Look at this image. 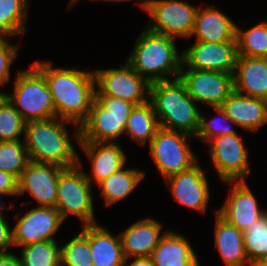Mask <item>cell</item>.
Wrapping results in <instances>:
<instances>
[{"mask_svg":"<svg viewBox=\"0 0 267 266\" xmlns=\"http://www.w3.org/2000/svg\"><path fill=\"white\" fill-rule=\"evenodd\" d=\"M43 74L52 94L56 117L72 122L74 138L80 141V125L86 120L95 99L94 72L55 68L52 62L33 63Z\"/></svg>","mask_w":267,"mask_h":266,"instance_id":"6da1fadb","label":"cell"},{"mask_svg":"<svg viewBox=\"0 0 267 266\" xmlns=\"http://www.w3.org/2000/svg\"><path fill=\"white\" fill-rule=\"evenodd\" d=\"M72 122L53 117L25 123L24 144L30 161L54 164L63 168L79 164L67 124Z\"/></svg>","mask_w":267,"mask_h":266,"instance_id":"7a4b0ae2","label":"cell"},{"mask_svg":"<svg viewBox=\"0 0 267 266\" xmlns=\"http://www.w3.org/2000/svg\"><path fill=\"white\" fill-rule=\"evenodd\" d=\"M149 101L160 128L196 136L201 111L180 78L151 83Z\"/></svg>","mask_w":267,"mask_h":266,"instance_id":"3957f363","label":"cell"},{"mask_svg":"<svg viewBox=\"0 0 267 266\" xmlns=\"http://www.w3.org/2000/svg\"><path fill=\"white\" fill-rule=\"evenodd\" d=\"M174 37L152 32L147 27L135 41L126 62L150 84L179 78L182 53L179 54Z\"/></svg>","mask_w":267,"mask_h":266,"instance_id":"277c9868","label":"cell"},{"mask_svg":"<svg viewBox=\"0 0 267 266\" xmlns=\"http://www.w3.org/2000/svg\"><path fill=\"white\" fill-rule=\"evenodd\" d=\"M14 81L13 94L4 93L25 122L56 117L44 74L32 63L27 70H19Z\"/></svg>","mask_w":267,"mask_h":266,"instance_id":"5b68a950","label":"cell"},{"mask_svg":"<svg viewBox=\"0 0 267 266\" xmlns=\"http://www.w3.org/2000/svg\"><path fill=\"white\" fill-rule=\"evenodd\" d=\"M82 162L65 168L59 175L56 209L63 220L74 215L83 225L96 224L92 197V185L86 177Z\"/></svg>","mask_w":267,"mask_h":266,"instance_id":"8992f818","label":"cell"},{"mask_svg":"<svg viewBox=\"0 0 267 266\" xmlns=\"http://www.w3.org/2000/svg\"><path fill=\"white\" fill-rule=\"evenodd\" d=\"M193 136L159 128L149 145V153L164 179L186 171L198 160L187 142Z\"/></svg>","mask_w":267,"mask_h":266,"instance_id":"52a82bcc","label":"cell"},{"mask_svg":"<svg viewBox=\"0 0 267 266\" xmlns=\"http://www.w3.org/2000/svg\"><path fill=\"white\" fill-rule=\"evenodd\" d=\"M138 5L150 15L146 27L152 32L191 37L198 7L181 0H144Z\"/></svg>","mask_w":267,"mask_h":266,"instance_id":"ba28073f","label":"cell"},{"mask_svg":"<svg viewBox=\"0 0 267 266\" xmlns=\"http://www.w3.org/2000/svg\"><path fill=\"white\" fill-rule=\"evenodd\" d=\"M95 96L121 98L135 105L149 101L150 83L141 77L127 62L120 68L94 70ZM147 94V95H146ZM148 96V97H146Z\"/></svg>","mask_w":267,"mask_h":266,"instance_id":"9c48e42d","label":"cell"},{"mask_svg":"<svg viewBox=\"0 0 267 266\" xmlns=\"http://www.w3.org/2000/svg\"><path fill=\"white\" fill-rule=\"evenodd\" d=\"M206 144L210 146L211 162L222 181H245L250 174L249 152L238 133L214 137Z\"/></svg>","mask_w":267,"mask_h":266,"instance_id":"30bf717a","label":"cell"},{"mask_svg":"<svg viewBox=\"0 0 267 266\" xmlns=\"http://www.w3.org/2000/svg\"><path fill=\"white\" fill-rule=\"evenodd\" d=\"M187 92L197 103L221 107L234 91L233 74L220 71L186 69L182 64L179 74Z\"/></svg>","mask_w":267,"mask_h":266,"instance_id":"8fae6325","label":"cell"},{"mask_svg":"<svg viewBox=\"0 0 267 266\" xmlns=\"http://www.w3.org/2000/svg\"><path fill=\"white\" fill-rule=\"evenodd\" d=\"M21 217L12 230L13 245L22 247L31 243L55 240L53 236L63 223L55 207L35 206Z\"/></svg>","mask_w":267,"mask_h":266,"instance_id":"7c38bea8","label":"cell"},{"mask_svg":"<svg viewBox=\"0 0 267 266\" xmlns=\"http://www.w3.org/2000/svg\"><path fill=\"white\" fill-rule=\"evenodd\" d=\"M237 57V42L195 41L182 52V64L188 69L233 74Z\"/></svg>","mask_w":267,"mask_h":266,"instance_id":"4fadbf2b","label":"cell"},{"mask_svg":"<svg viewBox=\"0 0 267 266\" xmlns=\"http://www.w3.org/2000/svg\"><path fill=\"white\" fill-rule=\"evenodd\" d=\"M64 169L54 164L30 161L18 179L17 196L28 191L37 201L36 206L56 207L59 175Z\"/></svg>","mask_w":267,"mask_h":266,"instance_id":"5bb4252c","label":"cell"},{"mask_svg":"<svg viewBox=\"0 0 267 266\" xmlns=\"http://www.w3.org/2000/svg\"><path fill=\"white\" fill-rule=\"evenodd\" d=\"M226 183L231 184L229 196L217 213L229 224L244 232L267 210L259 208L257 198L246 181H235L234 184L232 181H226Z\"/></svg>","mask_w":267,"mask_h":266,"instance_id":"9a60e30c","label":"cell"},{"mask_svg":"<svg viewBox=\"0 0 267 266\" xmlns=\"http://www.w3.org/2000/svg\"><path fill=\"white\" fill-rule=\"evenodd\" d=\"M172 196L181 205L200 213H205L210 198V190L205 172L197 163L190 169L169 176Z\"/></svg>","mask_w":267,"mask_h":266,"instance_id":"2e32d148","label":"cell"},{"mask_svg":"<svg viewBox=\"0 0 267 266\" xmlns=\"http://www.w3.org/2000/svg\"><path fill=\"white\" fill-rule=\"evenodd\" d=\"M128 117L111 115L94 99L86 120L80 125L79 142L116 143L124 134Z\"/></svg>","mask_w":267,"mask_h":266,"instance_id":"e0dca14e","label":"cell"},{"mask_svg":"<svg viewBox=\"0 0 267 266\" xmlns=\"http://www.w3.org/2000/svg\"><path fill=\"white\" fill-rule=\"evenodd\" d=\"M78 145L86 153L91 161L90 174L86 173L87 179L98 184L113 173L125 166L126 154L120 148L119 142H79Z\"/></svg>","mask_w":267,"mask_h":266,"instance_id":"ac0fdd59","label":"cell"},{"mask_svg":"<svg viewBox=\"0 0 267 266\" xmlns=\"http://www.w3.org/2000/svg\"><path fill=\"white\" fill-rule=\"evenodd\" d=\"M221 108L237 127L257 132L267 124V101L233 91Z\"/></svg>","mask_w":267,"mask_h":266,"instance_id":"d6986e66","label":"cell"},{"mask_svg":"<svg viewBox=\"0 0 267 266\" xmlns=\"http://www.w3.org/2000/svg\"><path fill=\"white\" fill-rule=\"evenodd\" d=\"M162 224L155 219L143 218L121 232L123 254L131 257H150L166 231H161ZM163 232L162 234H160Z\"/></svg>","mask_w":267,"mask_h":266,"instance_id":"ffe728a7","label":"cell"},{"mask_svg":"<svg viewBox=\"0 0 267 266\" xmlns=\"http://www.w3.org/2000/svg\"><path fill=\"white\" fill-rule=\"evenodd\" d=\"M233 83L234 91L267 101V58L238 56Z\"/></svg>","mask_w":267,"mask_h":266,"instance_id":"44dd1931","label":"cell"},{"mask_svg":"<svg viewBox=\"0 0 267 266\" xmlns=\"http://www.w3.org/2000/svg\"><path fill=\"white\" fill-rule=\"evenodd\" d=\"M82 226L81 232L90 244L93 266H124L120 235H112L110 230L98 223Z\"/></svg>","mask_w":267,"mask_h":266,"instance_id":"7402d4cb","label":"cell"},{"mask_svg":"<svg viewBox=\"0 0 267 266\" xmlns=\"http://www.w3.org/2000/svg\"><path fill=\"white\" fill-rule=\"evenodd\" d=\"M236 24L222 11L215 7H198L194 28L191 34L196 41L203 42H236Z\"/></svg>","mask_w":267,"mask_h":266,"instance_id":"603a6c76","label":"cell"},{"mask_svg":"<svg viewBox=\"0 0 267 266\" xmlns=\"http://www.w3.org/2000/svg\"><path fill=\"white\" fill-rule=\"evenodd\" d=\"M150 258L154 266H200L188 239L172 230H166Z\"/></svg>","mask_w":267,"mask_h":266,"instance_id":"cb8c5ba5","label":"cell"},{"mask_svg":"<svg viewBox=\"0 0 267 266\" xmlns=\"http://www.w3.org/2000/svg\"><path fill=\"white\" fill-rule=\"evenodd\" d=\"M214 234L216 248L226 266H252L245 254L243 232L223 219L217 210Z\"/></svg>","mask_w":267,"mask_h":266,"instance_id":"d4e9b609","label":"cell"},{"mask_svg":"<svg viewBox=\"0 0 267 266\" xmlns=\"http://www.w3.org/2000/svg\"><path fill=\"white\" fill-rule=\"evenodd\" d=\"M144 176V171H138L135 168L127 169L124 166L98 183L97 185L101 189V196L106 203L105 205L111 206L126 198L141 183Z\"/></svg>","mask_w":267,"mask_h":266,"instance_id":"484cf974","label":"cell"},{"mask_svg":"<svg viewBox=\"0 0 267 266\" xmlns=\"http://www.w3.org/2000/svg\"><path fill=\"white\" fill-rule=\"evenodd\" d=\"M159 123L153 105L150 101L135 105L127 119L124 135L126 134L138 144L145 145L151 142L159 129Z\"/></svg>","mask_w":267,"mask_h":266,"instance_id":"4316f807","label":"cell"},{"mask_svg":"<svg viewBox=\"0 0 267 266\" xmlns=\"http://www.w3.org/2000/svg\"><path fill=\"white\" fill-rule=\"evenodd\" d=\"M28 0H0V33L5 36H24Z\"/></svg>","mask_w":267,"mask_h":266,"instance_id":"83f0119b","label":"cell"},{"mask_svg":"<svg viewBox=\"0 0 267 266\" xmlns=\"http://www.w3.org/2000/svg\"><path fill=\"white\" fill-rule=\"evenodd\" d=\"M238 56L267 58V22L242 30L236 26Z\"/></svg>","mask_w":267,"mask_h":266,"instance_id":"f1b7e54d","label":"cell"},{"mask_svg":"<svg viewBox=\"0 0 267 266\" xmlns=\"http://www.w3.org/2000/svg\"><path fill=\"white\" fill-rule=\"evenodd\" d=\"M22 266H60V248L56 240L31 243L23 246Z\"/></svg>","mask_w":267,"mask_h":266,"instance_id":"f546056e","label":"cell"},{"mask_svg":"<svg viewBox=\"0 0 267 266\" xmlns=\"http://www.w3.org/2000/svg\"><path fill=\"white\" fill-rule=\"evenodd\" d=\"M244 250L249 263L254 266L267 257V212L243 232Z\"/></svg>","mask_w":267,"mask_h":266,"instance_id":"4dcf8cb0","label":"cell"},{"mask_svg":"<svg viewBox=\"0 0 267 266\" xmlns=\"http://www.w3.org/2000/svg\"><path fill=\"white\" fill-rule=\"evenodd\" d=\"M30 162L27 149L21 140L0 142V170L17 179Z\"/></svg>","mask_w":267,"mask_h":266,"instance_id":"1f68e13d","label":"cell"},{"mask_svg":"<svg viewBox=\"0 0 267 266\" xmlns=\"http://www.w3.org/2000/svg\"><path fill=\"white\" fill-rule=\"evenodd\" d=\"M25 121L3 94L0 98V142L21 140Z\"/></svg>","mask_w":267,"mask_h":266,"instance_id":"d6a6232c","label":"cell"},{"mask_svg":"<svg viewBox=\"0 0 267 266\" xmlns=\"http://www.w3.org/2000/svg\"><path fill=\"white\" fill-rule=\"evenodd\" d=\"M61 266H93L88 238L79 232L60 247Z\"/></svg>","mask_w":267,"mask_h":266,"instance_id":"836d02e7","label":"cell"},{"mask_svg":"<svg viewBox=\"0 0 267 266\" xmlns=\"http://www.w3.org/2000/svg\"><path fill=\"white\" fill-rule=\"evenodd\" d=\"M212 110L215 111L220 117L216 116L212 120L208 121V119H206L204 114L201 112L200 125L195 136V138H199L205 144L214 137L237 133L232 126L229 125V123H232L236 126L235 122L226 115L225 111L221 107H212ZM221 120L226 124H223Z\"/></svg>","mask_w":267,"mask_h":266,"instance_id":"e575fe53","label":"cell"},{"mask_svg":"<svg viewBox=\"0 0 267 266\" xmlns=\"http://www.w3.org/2000/svg\"><path fill=\"white\" fill-rule=\"evenodd\" d=\"M19 46L9 43L6 39L0 45V84L4 86L10 80V68L18 57Z\"/></svg>","mask_w":267,"mask_h":266,"instance_id":"d590c367","label":"cell"},{"mask_svg":"<svg viewBox=\"0 0 267 266\" xmlns=\"http://www.w3.org/2000/svg\"><path fill=\"white\" fill-rule=\"evenodd\" d=\"M95 100L111 115L116 116H129L135 106L130 101L112 96H95Z\"/></svg>","mask_w":267,"mask_h":266,"instance_id":"8d00e7d4","label":"cell"},{"mask_svg":"<svg viewBox=\"0 0 267 266\" xmlns=\"http://www.w3.org/2000/svg\"><path fill=\"white\" fill-rule=\"evenodd\" d=\"M18 193V179L11 173L0 170V196H16Z\"/></svg>","mask_w":267,"mask_h":266,"instance_id":"74e56055","label":"cell"},{"mask_svg":"<svg viewBox=\"0 0 267 266\" xmlns=\"http://www.w3.org/2000/svg\"><path fill=\"white\" fill-rule=\"evenodd\" d=\"M2 213L0 212V252H8L9 248L14 247L13 233Z\"/></svg>","mask_w":267,"mask_h":266,"instance_id":"f35d334b","label":"cell"},{"mask_svg":"<svg viewBox=\"0 0 267 266\" xmlns=\"http://www.w3.org/2000/svg\"><path fill=\"white\" fill-rule=\"evenodd\" d=\"M0 266H22L21 259L14 253L0 252Z\"/></svg>","mask_w":267,"mask_h":266,"instance_id":"ab89813d","label":"cell"},{"mask_svg":"<svg viewBox=\"0 0 267 266\" xmlns=\"http://www.w3.org/2000/svg\"><path fill=\"white\" fill-rule=\"evenodd\" d=\"M134 258L133 262L128 263V258H125L124 266H154V263L152 262L150 257H131V259Z\"/></svg>","mask_w":267,"mask_h":266,"instance_id":"60d3db41","label":"cell"},{"mask_svg":"<svg viewBox=\"0 0 267 266\" xmlns=\"http://www.w3.org/2000/svg\"><path fill=\"white\" fill-rule=\"evenodd\" d=\"M254 266H267V257L261 259L257 264Z\"/></svg>","mask_w":267,"mask_h":266,"instance_id":"b9f144b4","label":"cell"},{"mask_svg":"<svg viewBox=\"0 0 267 266\" xmlns=\"http://www.w3.org/2000/svg\"><path fill=\"white\" fill-rule=\"evenodd\" d=\"M100 1H102V0H100ZM103 1H107V2H116V3H118V2H130V1H133V0H103ZM135 1V0H134Z\"/></svg>","mask_w":267,"mask_h":266,"instance_id":"7bdbcfd3","label":"cell"},{"mask_svg":"<svg viewBox=\"0 0 267 266\" xmlns=\"http://www.w3.org/2000/svg\"><path fill=\"white\" fill-rule=\"evenodd\" d=\"M80 0H70V3L68 5V9H71L73 5H75Z\"/></svg>","mask_w":267,"mask_h":266,"instance_id":"ee69618b","label":"cell"},{"mask_svg":"<svg viewBox=\"0 0 267 266\" xmlns=\"http://www.w3.org/2000/svg\"><path fill=\"white\" fill-rule=\"evenodd\" d=\"M6 36L0 33V45L6 40Z\"/></svg>","mask_w":267,"mask_h":266,"instance_id":"f6af8a7d","label":"cell"},{"mask_svg":"<svg viewBox=\"0 0 267 266\" xmlns=\"http://www.w3.org/2000/svg\"><path fill=\"white\" fill-rule=\"evenodd\" d=\"M3 196H0V201H1V198ZM6 207L4 206V204L2 202H0V212H2V209H5Z\"/></svg>","mask_w":267,"mask_h":266,"instance_id":"bcb514c9","label":"cell"},{"mask_svg":"<svg viewBox=\"0 0 267 266\" xmlns=\"http://www.w3.org/2000/svg\"><path fill=\"white\" fill-rule=\"evenodd\" d=\"M4 94V92H2V91H0V98H1V96Z\"/></svg>","mask_w":267,"mask_h":266,"instance_id":"7dc6e473","label":"cell"}]
</instances>
